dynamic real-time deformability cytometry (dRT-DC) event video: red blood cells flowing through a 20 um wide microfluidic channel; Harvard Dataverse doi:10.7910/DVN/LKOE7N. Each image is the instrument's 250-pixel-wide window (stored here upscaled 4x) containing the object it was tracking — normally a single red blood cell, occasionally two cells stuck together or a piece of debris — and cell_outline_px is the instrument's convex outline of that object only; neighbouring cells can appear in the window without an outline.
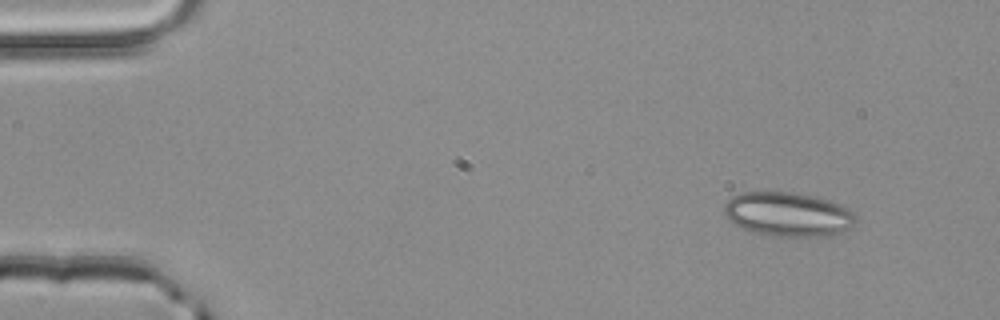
{"species": "common noctule bat (a hibernating species)", "species_latin": "Nyctalus noctula", "temperature_condition": "room temperature", "stored_images_in_passage": 4, "segment_of_instrument_passage": [1, 2], "camera_frame_rate_fps": 3000, "um_per_image_px": 0.085, "animal": {"sex": "male", "body_mass_g": 20.4}, "frame": {"image": 1, "passage_image": 1, "time_ms": 0.0, "image_size_px": [1000, 320], "cell_outline_px": [[856, 224], [840, 232], [824, 236], [772, 236], [752, 232], [736, 224], [724, 216], [724, 204], [732, 196], [744, 192], [792, 192], [832, 200], [848, 208], [856, 216]], "centroid_in_image_um": [66.98, 18.21], "position_along_channel_um": 18.0, "area_um2": 33.87}}